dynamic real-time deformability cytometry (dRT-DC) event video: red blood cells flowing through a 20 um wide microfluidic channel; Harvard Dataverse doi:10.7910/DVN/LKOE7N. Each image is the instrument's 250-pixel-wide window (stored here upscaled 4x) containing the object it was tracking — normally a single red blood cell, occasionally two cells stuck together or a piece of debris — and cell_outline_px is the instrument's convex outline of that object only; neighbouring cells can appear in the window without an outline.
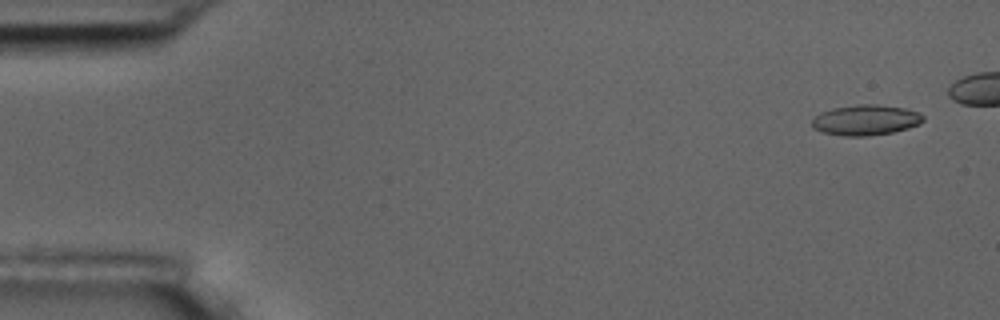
{"species": "common noctule bat (a hibernating species)", "species_latin": "Nyctalus noctula", "temperature_condition": "room temperature", "stored_images_in_passage": 16, "camera_frame_rate_fps": 3000, "um_per_image_px": 0.085, "animal": {"sex": "male", "body_mass_g": 17.5, "forearm_length_mm": 52.3}, "frame": {"image": 1, "passage_image": 1, "time_ms": 0.0, "image_size_px": [1000, 320], "cell_outline_px": [[924, 120], [920, 124], [908, 128], [892, 132], [868, 136], [844, 136], [824, 132], [812, 128], [812, 120], [820, 112], [832, 108], [860, 104], [876, 104], [904, 108], [916, 112], [924, 116]], "centroid_in_image_um": [73.58, 10.2], "position_along_channel_um": 11.4, "area_um2": 19.65}}
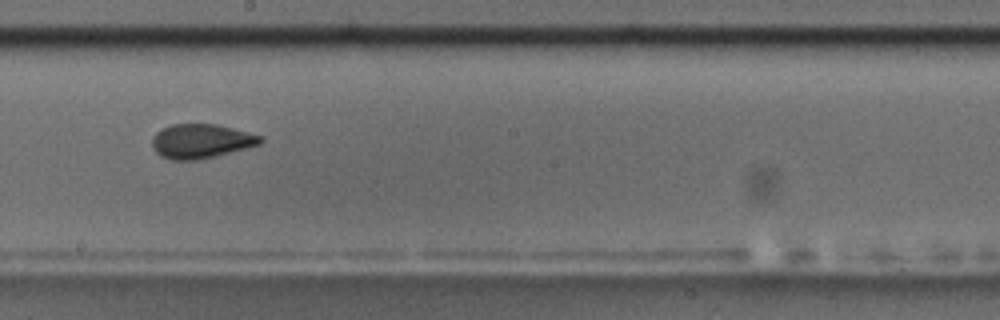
{"frame": {"image": 2, "passage_image": 10, "time_ms": 11.333, "image_size_px": [1000, 320], "cell_outline_px": [[264, 140], [260, 144], [216, 156], [196, 160], [172, 160], [160, 156], [152, 148], [152, 136], [160, 128], [172, 124], [216, 124], [232, 128], [260, 136]], "centroid_in_image_um": [17.03, 12.0], "position_along_channel_um": 231.2, "area_um2": 21.62}, "authors_computed_cell_mechanics": {"area_um2": 20.8369, "velocity_mm_per_s": 3.6631, "shape_relaxation_time_tau1_ms": 3.6422, "shape_relaxation_time_tau2_ms": 2.1923, "deformation_change_tau1": 0.1678, "deformation_change_tau2": 0.0694}}